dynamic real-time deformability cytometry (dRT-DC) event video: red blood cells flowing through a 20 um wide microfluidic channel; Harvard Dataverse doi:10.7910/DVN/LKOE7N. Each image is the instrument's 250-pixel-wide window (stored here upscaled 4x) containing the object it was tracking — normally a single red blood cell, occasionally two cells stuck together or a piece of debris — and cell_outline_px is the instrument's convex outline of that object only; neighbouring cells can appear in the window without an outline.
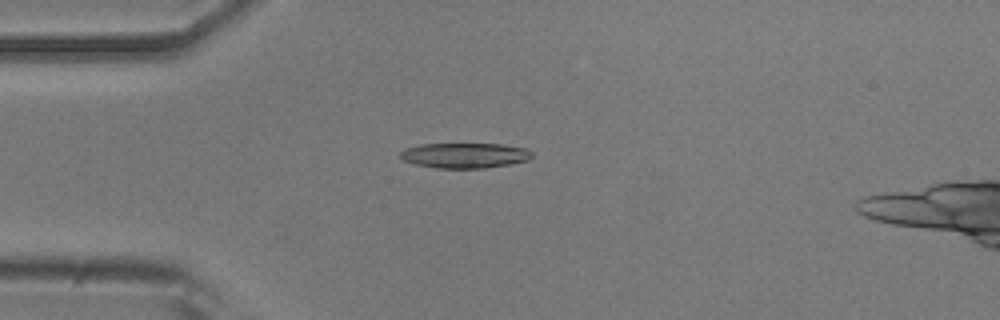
{"species": "common noctule bat (a hibernating species)", "species_latin": "Nyctalus noctula", "temperature_condition": "room temperature", "stored_images_in_passage": 44, "segment_of_instrument_passage": [1, 2], "camera_frame_rate_fps": 3000, "um_per_image_px": 0.085, "animal": {"sex": "male", "body_mass_g": 20.5, "forearm_length_mm": 52.5}, "frame": {"image": 1, "passage_image": 4, "time_ms": 1.0, "image_size_px": [1000, 320], "cell_outline_px": [[532, 156], [528, 160], [508, 164], [484, 168], [436, 168], [416, 164], [404, 160], [400, 156], [400, 152], [404, 148], [420, 144], [500, 144], [524, 148], [532, 152]], "centroid_in_image_um": [39.47, 13.21], "position_along_channel_um": 45.5, "area_um2": 19.19}}
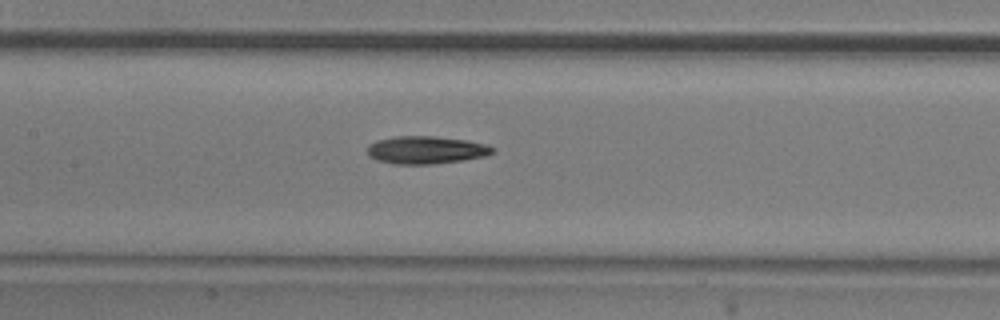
{"frame": {"image": 2, "passage_image": 15, "time_ms": 4.667, "image_size_px": [1000, 320], "cell_outline_px": [[496, 152], [484, 156], [464, 160], [432, 164], [396, 164], [376, 160], [368, 156], [368, 144], [376, 140], [396, 136], [432, 136], [468, 140], [488, 144], [496, 148]], "centroid_in_image_um": [36.24, 12.74], "position_along_channel_um": 171.2, "area_um2": 20.46}}
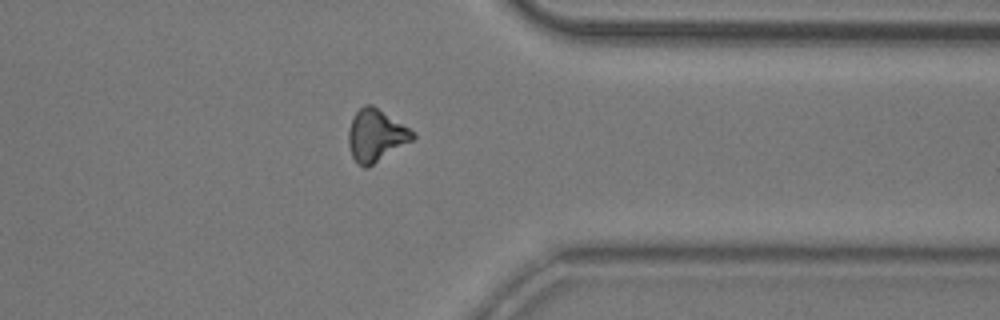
{"frame": {"image": 3, "passage_image": 32, "time_ms": 10.333, "image_size_px": [1000, 320], "cell_outline_px": [[416, 136], [412, 140], [368, 168], [364, 168], [352, 156], [348, 144], [348, 132], [352, 120], [356, 112], [364, 104], [372, 104], [416, 132]], "centroid_in_image_um": [31.96, 11.51], "position_along_channel_um": 379.4, "area_um2": 19.42}}